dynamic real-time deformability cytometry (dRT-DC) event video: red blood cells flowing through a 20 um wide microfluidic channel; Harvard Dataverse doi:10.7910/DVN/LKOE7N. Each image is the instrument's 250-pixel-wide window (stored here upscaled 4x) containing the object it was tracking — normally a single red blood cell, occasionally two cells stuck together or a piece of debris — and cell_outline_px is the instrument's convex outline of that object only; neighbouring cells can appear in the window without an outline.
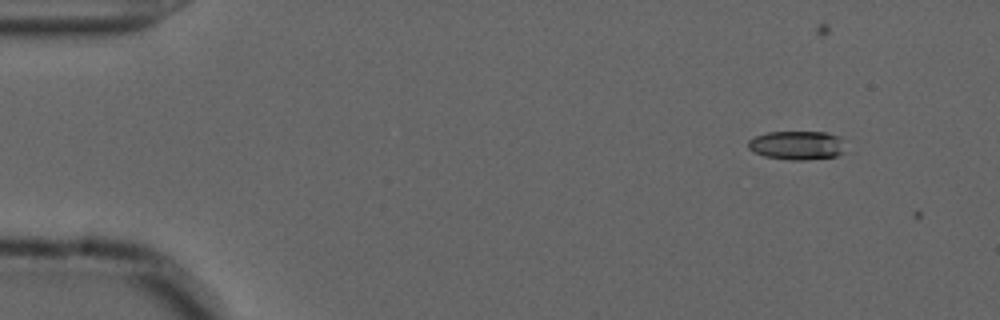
{"species": "common noctule bat (a hibernating species)", "species_latin": "Nyctalus noctula", "temperature_condition": "cold", "stored_images_in_passage": 4, "camera_frame_rate_fps": 3000, "um_per_image_px": 0.085, "animal": {"sex": "male", "forearm_length_mm": 52.5}, "frame": {"image": 1, "passage_image": 3, "time_ms": 0.667, "image_size_px": [1000, 320], "cell_outline_px": [[844, 152], [836, 156], [804, 160], [788, 160], [764, 156], [748, 148], [748, 140], [756, 136], [768, 132], [824, 132], [840, 136]], "centroid_in_image_um": [67.73, 12.35], "position_along_channel_um": 17.3, "area_um2": 16.24}}